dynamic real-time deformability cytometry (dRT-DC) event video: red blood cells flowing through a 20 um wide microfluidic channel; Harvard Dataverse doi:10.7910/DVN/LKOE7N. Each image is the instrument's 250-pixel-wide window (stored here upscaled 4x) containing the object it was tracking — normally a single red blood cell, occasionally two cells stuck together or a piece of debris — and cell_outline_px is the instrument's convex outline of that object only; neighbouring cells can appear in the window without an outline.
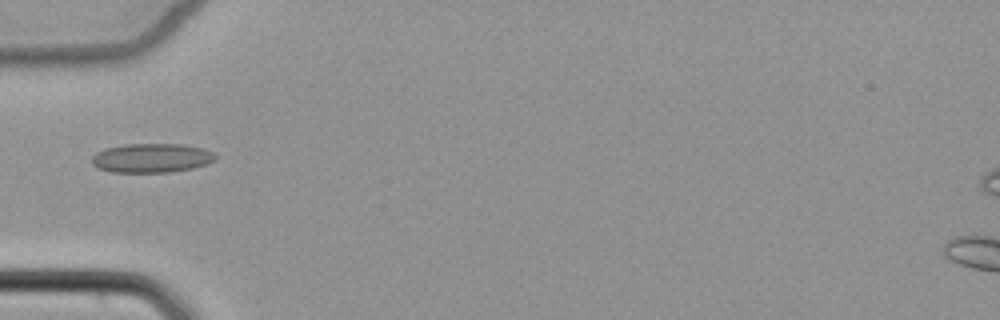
{"species": "common noctule bat (a hibernating species)", "species_latin": "Nyctalus noctula", "temperature_condition": "cold", "stored_images_in_passage": 5, "camera_frame_rate_fps": 3000, "um_per_image_px": 0.085, "animal": {"sex": "female", "body_mass_g": 22.7, "forearm_length_mm": 54.2}, "frame": {"image": 1, "passage_image": 4, "time_ms": 3.667, "image_size_px": [1000, 320], "cell_outline_px": [[216, 160], [208, 164], [192, 168], [168, 172], [112, 172], [96, 168], [92, 164], [92, 156], [96, 152], [104, 148], [124, 144], [180, 144], [204, 148], [216, 152]], "centroid_in_image_um": [12.89, 13.42], "position_along_channel_um": 72.1, "area_um2": 21.27}}
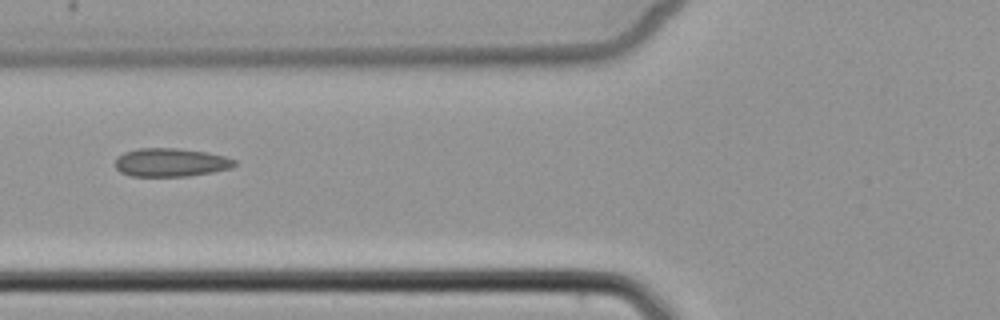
{"frame": {"image": 2, "passage_image": 5, "time_ms": 4.667, "image_size_px": [1000, 320], "cell_outline_px": [[236, 164], [232, 168], [212, 172], [188, 176], [132, 176], [120, 172], [112, 164], [116, 156], [124, 152], [136, 148], [176, 148], [208, 152], [224, 156], [236, 160]], "centroid_in_image_um": [14.47, 13.8], "position_along_channel_um": 111.3, "area_um2": 20.06}}